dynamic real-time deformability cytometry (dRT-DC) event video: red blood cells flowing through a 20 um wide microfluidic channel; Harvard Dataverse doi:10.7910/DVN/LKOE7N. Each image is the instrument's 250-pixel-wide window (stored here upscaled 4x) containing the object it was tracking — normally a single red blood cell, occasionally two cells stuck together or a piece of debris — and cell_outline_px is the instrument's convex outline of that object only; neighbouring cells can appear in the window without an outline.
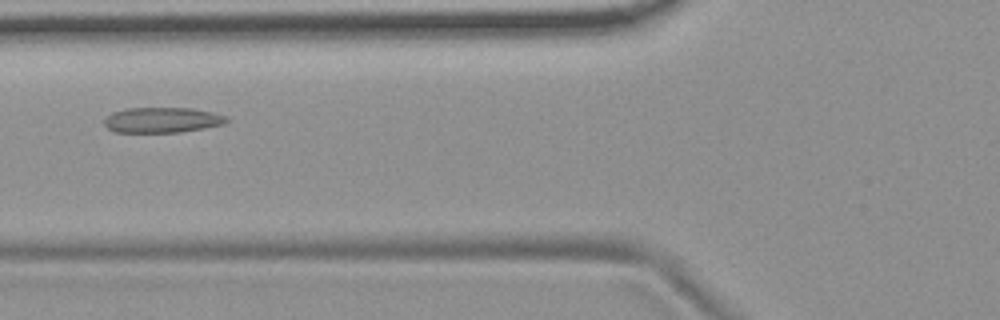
{"species": "common noctule bat (a hibernating species)", "species_latin": "Nyctalus noctula", "temperature_condition": "room temperature", "stored_images_in_passage": 49, "camera_frame_rate_fps": 3000, "um_per_image_px": 0.085, "animal": {"sex": "female", "body_mass_g": 19.9}, "frame": {"image": 1, "passage_image": 16, "time_ms": 5.0, "image_size_px": [1000, 320], "cell_outline_px": [[228, 120], [224, 124], [204, 128], [180, 132], [116, 132], [108, 128], [104, 124], [104, 120], [112, 112], [128, 108], [192, 108], [212, 112], [224, 116]], "centroid_in_image_um": [13.77, 10.2], "position_along_channel_um": 112.0, "area_um2": 17.92}}
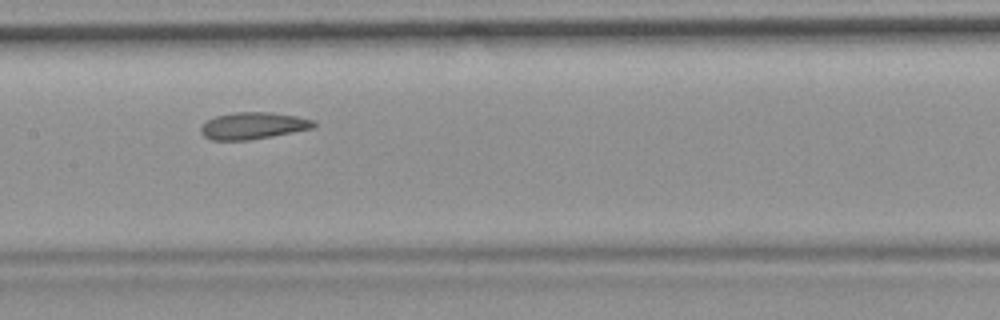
{"frame": {"image": 2, "passage_image": 22, "time_ms": 7.0, "image_size_px": [1000, 320], "cell_outline_px": [[316, 124], [312, 128], [272, 136], [248, 140], [212, 140], [204, 136], [200, 132], [200, 128], [208, 120], [216, 116], [232, 112], [268, 112], [296, 116], [316, 120]], "centroid_in_image_um": [21.51, 10.68], "position_along_channel_um": 185.9, "area_um2": 17.57}}
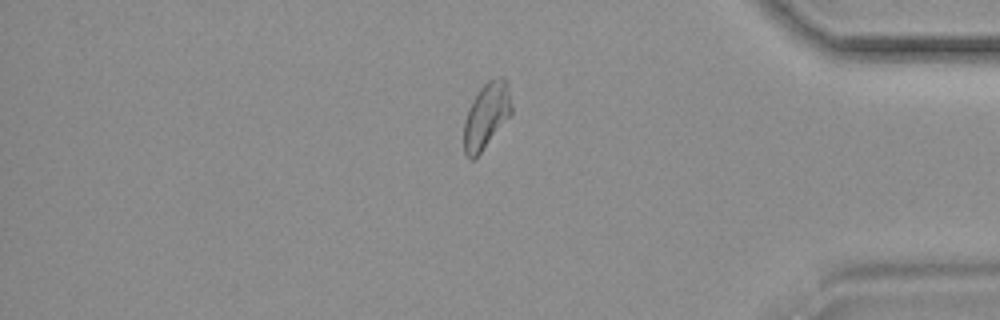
{"frame": {"image": 3, "passage_image": 41, "time_ms": 13.333, "image_size_px": [1000, 320], "cell_outline_px": [[512, 112], [480, 152], [472, 160], [468, 160], [464, 152], [464, 120], [468, 108], [472, 100], [480, 88], [488, 80], [496, 76], [504, 76], [508, 84], [512, 108]], "centroid_in_image_um": [41.33, 9.78], "position_along_channel_um": 393.9, "area_um2": 18.09}, "authors_computed_cell_mechanics": {"area_um2": 18.496, "velocity_mm_per_s": 3.6999, "shape_relaxation_time_tau1_ms": null, "shape_relaxation_time_tau2_ms": 2.9712, "deformation_change_tau1": null, "deformation_change_tau2": 0.0943}}